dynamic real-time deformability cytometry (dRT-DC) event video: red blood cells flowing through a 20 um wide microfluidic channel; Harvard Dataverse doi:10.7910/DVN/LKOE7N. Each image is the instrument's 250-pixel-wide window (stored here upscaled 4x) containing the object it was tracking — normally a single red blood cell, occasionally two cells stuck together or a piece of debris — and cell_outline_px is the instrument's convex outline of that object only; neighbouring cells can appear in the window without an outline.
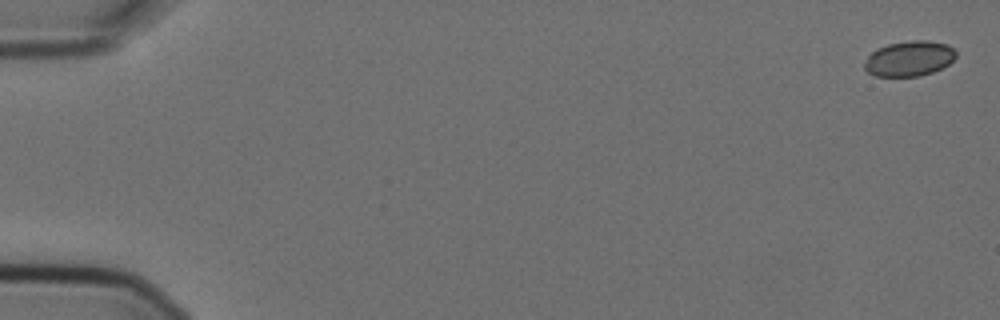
{"species": "Egyptian fruit bat (a non-hibernating species)", "species_latin": "Rousettus aegyptiacus", "temperature_condition": "cold", "stored_images_in_passage": 7, "camera_frame_rate_fps": 3000, "um_per_image_px": 0.085, "animal": {"sex": "female"}, "frame": {"image": 1, "passage_image": 1, "time_ms": 0.0, "image_size_px": [1000, 320], "cell_outline_px": [[956, 56], [948, 64], [932, 72], [920, 76], [876, 76], [868, 72], [864, 68], [864, 64], [868, 56], [872, 52], [888, 44], [912, 40], [928, 40], [948, 44], [956, 52]], "centroid_in_image_um": [77.29, 4.97], "position_along_channel_um": 7.7, "area_um2": 18.61}}
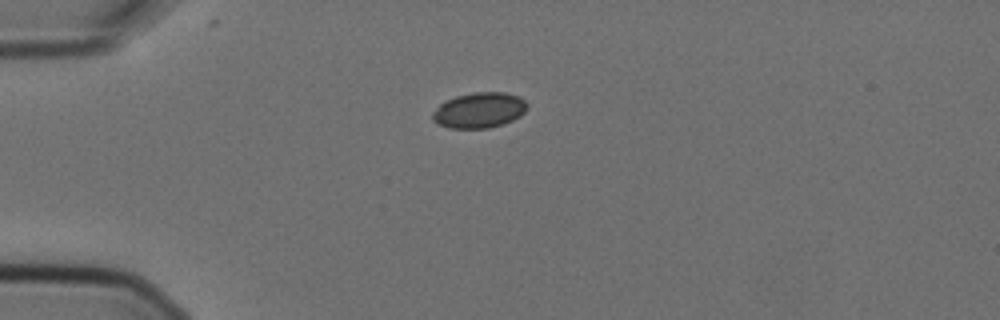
{"frame": {"image": 2, "passage_image": 5, "time_ms": 1.333, "image_size_px": [1000, 320], "cell_outline_px": [[528, 104], [524, 112], [520, 116], [504, 124], [488, 128], [448, 128], [436, 124], [432, 120], [432, 112], [444, 100], [456, 96], [472, 92], [504, 92], [516, 96], [524, 100]], "centroid_in_image_um": [40.69, 9.37], "position_along_channel_um": 44.3, "area_um2": 19.71}}
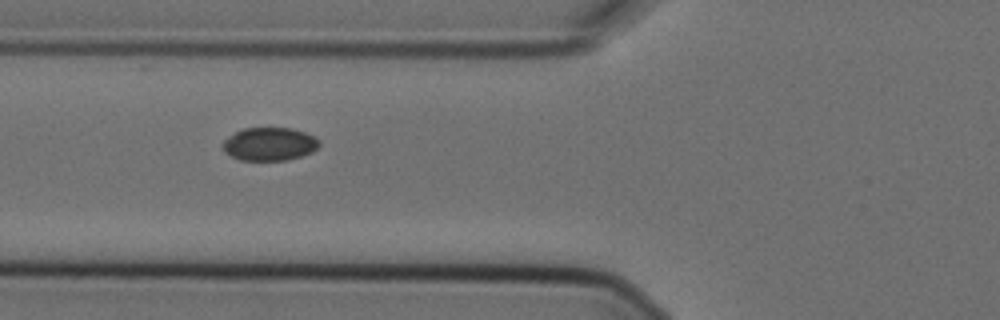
{"frame": {"image": 3, "passage_image": 7, "time_ms": 2.0, "image_size_px": [1000, 320], "cell_outline_px": [[320, 144], [312, 152], [288, 160], [240, 160], [224, 152], [220, 144], [228, 136], [244, 128], [292, 128], [304, 132], [320, 140]], "centroid_in_image_um": [22.88, 12.24], "position_along_channel_um": 102.9, "area_um2": 18.67}}